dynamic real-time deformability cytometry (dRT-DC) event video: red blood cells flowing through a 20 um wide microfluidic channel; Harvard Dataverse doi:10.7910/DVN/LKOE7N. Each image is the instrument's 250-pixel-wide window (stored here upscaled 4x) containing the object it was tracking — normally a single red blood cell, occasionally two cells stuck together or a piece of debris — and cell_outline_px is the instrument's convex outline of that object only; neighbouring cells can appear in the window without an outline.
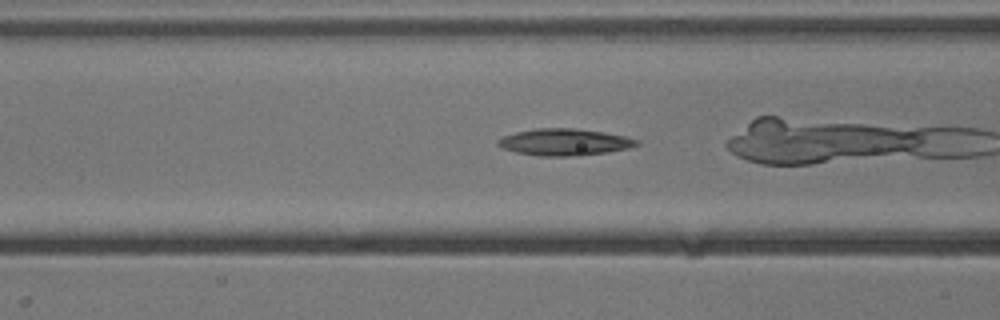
{"species": "common noctule bat (a hibernating species)", "species_latin": "Nyctalus noctula", "temperature_condition": "cold", "stored_images_in_passage": 40, "camera_frame_rate_fps": 3000, "um_per_image_px": 0.085, "animal": {"sex": "male", "body_mass_g": 13.3}, "frame": {"image": 1, "passage_image": 7, "time_ms": 2.0, "image_size_px": [1000, 320], "cell_outline_px": [[640, 144], [628, 148], [608, 152], [580, 156], [540, 156], [516, 152], [504, 148], [496, 144], [496, 140], [504, 136], [516, 132], [536, 128], [576, 128], [604, 132], [624, 136], [640, 140]], "centroid_in_image_um": [48.0, 12.08], "position_along_channel_um": 118.6, "area_um2": 21.73}}